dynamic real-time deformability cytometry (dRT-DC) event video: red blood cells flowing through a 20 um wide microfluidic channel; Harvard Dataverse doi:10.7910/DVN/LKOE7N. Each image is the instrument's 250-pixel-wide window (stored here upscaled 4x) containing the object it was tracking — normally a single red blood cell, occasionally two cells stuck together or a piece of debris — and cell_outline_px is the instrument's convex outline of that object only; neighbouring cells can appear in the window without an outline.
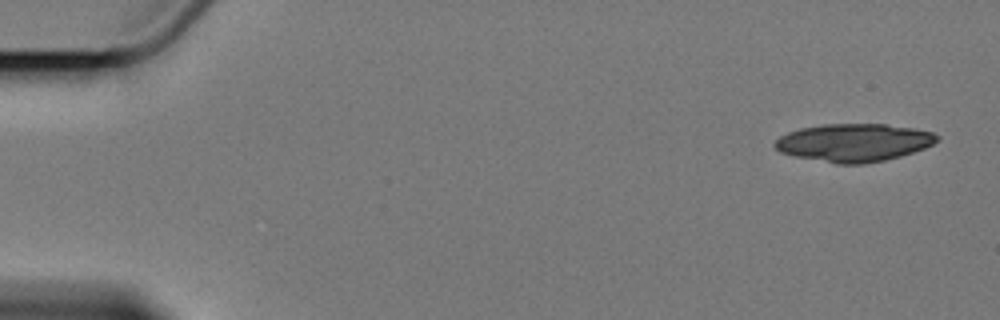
{"species": "Egyptian fruit bat (a non-hibernating species)", "species_latin": "Rousettus aegyptiacus", "temperature_condition": "cold", "stored_images_in_passage": 5, "camera_frame_rate_fps": 3000, "um_per_image_px": 0.085, "animal": {"sex": "female"}, "frame": {"image": 1, "passage_image": 1, "time_ms": 0.0, "image_size_px": [1000, 320], "cell_outline_px": [[940, 136], [932, 144], [924, 148], [900, 156], [884, 160], [864, 164], [836, 164], [796, 156], [780, 152], [772, 144], [780, 136], [788, 132], [800, 128], [824, 124], [884, 124], [912, 128], [932, 132]], "centroid_in_image_um": [72.55, 12.12], "position_along_channel_um": 12.5, "area_um2": 35.6}}